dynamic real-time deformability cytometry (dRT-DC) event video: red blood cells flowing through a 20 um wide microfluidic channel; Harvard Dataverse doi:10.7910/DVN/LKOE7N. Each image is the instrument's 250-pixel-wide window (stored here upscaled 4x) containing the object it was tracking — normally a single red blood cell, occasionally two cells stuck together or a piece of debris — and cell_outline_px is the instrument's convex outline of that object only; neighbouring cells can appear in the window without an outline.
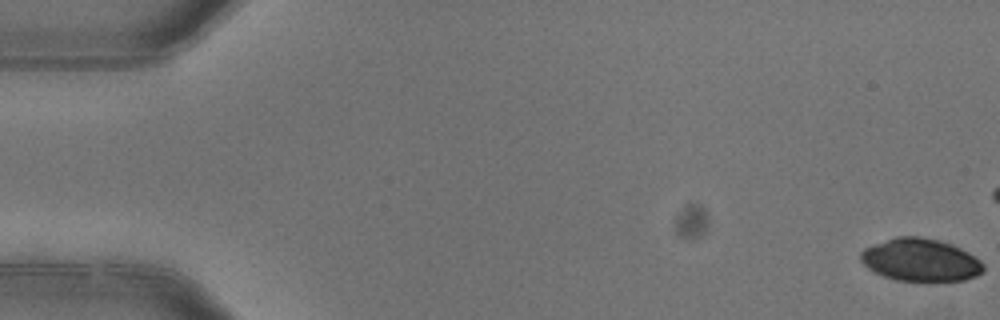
{"species": "common noctule bat (a hibernating species)", "species_latin": "Nyctalus noctula", "temperature_condition": "warm", "stored_images_in_passage": 5, "camera_frame_rate_fps": 3000, "um_per_image_px": 0.085, "animal": {"sex": "female"}, "frame": {"image": 1, "passage_image": 1, "time_ms": 0.0, "image_size_px": [1000, 320], "cell_outline_px": [[984, 272], [976, 276], [964, 280], [928, 284], [896, 280], [884, 276], [868, 268], [860, 260], [860, 252], [864, 248], [872, 244], [896, 236], [920, 236], [940, 240], [952, 244], [968, 252], [980, 260], [984, 264]], "centroid_in_image_um": [78.26, 22.13], "position_along_channel_um": 6.7, "area_um2": 31.5}}